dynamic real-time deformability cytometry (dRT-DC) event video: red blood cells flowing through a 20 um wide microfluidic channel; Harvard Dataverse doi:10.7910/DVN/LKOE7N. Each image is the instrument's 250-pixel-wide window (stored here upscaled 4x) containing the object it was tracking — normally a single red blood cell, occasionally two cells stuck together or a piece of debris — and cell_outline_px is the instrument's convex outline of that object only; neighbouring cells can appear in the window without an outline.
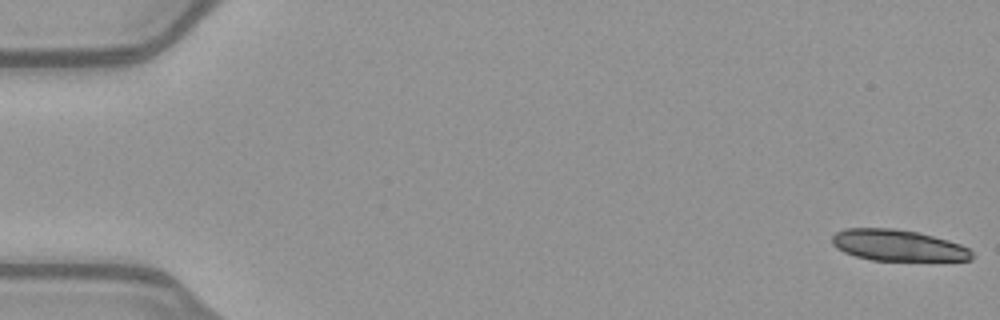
{"species": "common noctule bat (a hibernating species)", "species_latin": "Nyctalus noctula", "temperature_condition": "warm", "stored_images_in_passage": 19, "camera_frame_rate_fps": 3000, "um_per_image_px": 0.085, "animal": {"sex": "female", "body_mass_g": 21.9}, "frame": {"image": 1, "passage_image": 1, "time_ms": 0.0, "image_size_px": [1000, 320], "cell_outline_px": [[972, 260], [872, 260], [856, 256], [844, 252], [836, 248], [832, 244], [832, 236], [836, 232], [844, 228], [892, 228], [916, 232], [948, 240], [960, 244], [968, 248], [972, 252]], "centroid_in_image_um": [76.29, 20.85], "position_along_channel_um": 8.7, "area_um2": 25.26}}